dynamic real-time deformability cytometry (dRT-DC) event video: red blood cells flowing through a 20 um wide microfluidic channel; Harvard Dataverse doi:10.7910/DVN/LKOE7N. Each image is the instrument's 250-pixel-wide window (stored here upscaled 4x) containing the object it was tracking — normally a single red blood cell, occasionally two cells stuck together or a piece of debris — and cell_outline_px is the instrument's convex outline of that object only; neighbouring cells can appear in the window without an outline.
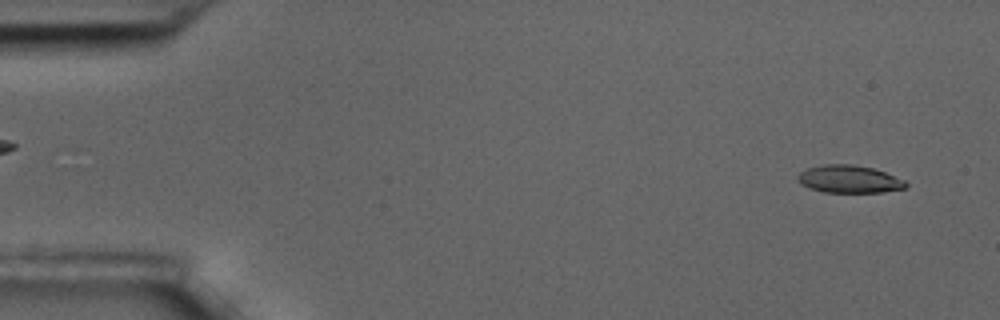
{"species": "common noctule bat (a hibernating species)", "species_latin": "Nyctalus noctula", "temperature_condition": "room temperature", "stored_images_in_passage": 3, "camera_frame_rate_fps": 3000, "um_per_image_px": 0.085, "animal": {"sex": "male", "body_mass_g": 17.5, "forearm_length_mm": 52.3}, "frame": {"image": 1, "passage_image": 1, "time_ms": 0.0, "image_size_px": [1000, 320], "cell_outline_px": [[908, 184], [904, 188], [880, 192], [824, 192], [800, 184], [796, 180], [796, 176], [800, 172], [808, 168], [824, 164], [852, 164], [872, 168], [884, 172], [904, 180]], "centroid_in_image_um": [72.14, 15.22], "position_along_channel_um": 12.9, "area_um2": 17.22}}